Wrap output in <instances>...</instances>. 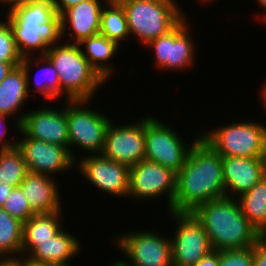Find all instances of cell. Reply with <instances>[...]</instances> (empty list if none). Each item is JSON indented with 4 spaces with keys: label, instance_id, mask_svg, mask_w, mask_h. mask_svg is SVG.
Wrapping results in <instances>:
<instances>
[{
    "label": "cell",
    "instance_id": "16",
    "mask_svg": "<svg viewBox=\"0 0 266 266\" xmlns=\"http://www.w3.org/2000/svg\"><path fill=\"white\" fill-rule=\"evenodd\" d=\"M43 105L37 110H29L20 124V137H31L69 149L66 100L57 108Z\"/></svg>",
    "mask_w": 266,
    "mask_h": 266
},
{
    "label": "cell",
    "instance_id": "5",
    "mask_svg": "<svg viewBox=\"0 0 266 266\" xmlns=\"http://www.w3.org/2000/svg\"><path fill=\"white\" fill-rule=\"evenodd\" d=\"M121 4L130 35L144 46L166 35L187 14L176 0H135Z\"/></svg>",
    "mask_w": 266,
    "mask_h": 266
},
{
    "label": "cell",
    "instance_id": "39",
    "mask_svg": "<svg viewBox=\"0 0 266 266\" xmlns=\"http://www.w3.org/2000/svg\"><path fill=\"white\" fill-rule=\"evenodd\" d=\"M255 1L260 6V9L262 8L264 11L263 13L261 11V13L259 14L256 12L257 17H254V18H257V21L259 20V23L263 21L264 25L266 26V0H255Z\"/></svg>",
    "mask_w": 266,
    "mask_h": 266
},
{
    "label": "cell",
    "instance_id": "25",
    "mask_svg": "<svg viewBox=\"0 0 266 266\" xmlns=\"http://www.w3.org/2000/svg\"><path fill=\"white\" fill-rule=\"evenodd\" d=\"M99 34L115 41L119 46L131 36L126 13L121 3L108 0L104 4L101 12Z\"/></svg>",
    "mask_w": 266,
    "mask_h": 266
},
{
    "label": "cell",
    "instance_id": "44",
    "mask_svg": "<svg viewBox=\"0 0 266 266\" xmlns=\"http://www.w3.org/2000/svg\"><path fill=\"white\" fill-rule=\"evenodd\" d=\"M116 3H124V2H128V1H135V0H110Z\"/></svg>",
    "mask_w": 266,
    "mask_h": 266
},
{
    "label": "cell",
    "instance_id": "35",
    "mask_svg": "<svg viewBox=\"0 0 266 266\" xmlns=\"http://www.w3.org/2000/svg\"><path fill=\"white\" fill-rule=\"evenodd\" d=\"M82 1H85V0H52L55 6L56 13H58L59 15L65 9L71 8L75 6L76 4L81 3Z\"/></svg>",
    "mask_w": 266,
    "mask_h": 266
},
{
    "label": "cell",
    "instance_id": "17",
    "mask_svg": "<svg viewBox=\"0 0 266 266\" xmlns=\"http://www.w3.org/2000/svg\"><path fill=\"white\" fill-rule=\"evenodd\" d=\"M107 1L85 0L65 9L60 14L62 41L79 44L83 39L98 35L101 12Z\"/></svg>",
    "mask_w": 266,
    "mask_h": 266
},
{
    "label": "cell",
    "instance_id": "41",
    "mask_svg": "<svg viewBox=\"0 0 266 266\" xmlns=\"http://www.w3.org/2000/svg\"><path fill=\"white\" fill-rule=\"evenodd\" d=\"M258 242L266 248V225H264L258 233Z\"/></svg>",
    "mask_w": 266,
    "mask_h": 266
},
{
    "label": "cell",
    "instance_id": "46",
    "mask_svg": "<svg viewBox=\"0 0 266 266\" xmlns=\"http://www.w3.org/2000/svg\"><path fill=\"white\" fill-rule=\"evenodd\" d=\"M108 266H120L116 261H114L113 263H111L110 265Z\"/></svg>",
    "mask_w": 266,
    "mask_h": 266
},
{
    "label": "cell",
    "instance_id": "21",
    "mask_svg": "<svg viewBox=\"0 0 266 266\" xmlns=\"http://www.w3.org/2000/svg\"><path fill=\"white\" fill-rule=\"evenodd\" d=\"M20 65L23 67L26 74L29 95L30 92H32V94L33 92H36V94L38 93L37 95H39L36 96L37 99H40V97H44V100L49 102H52V100L54 101L55 99L61 100L62 98H65L66 101L70 100L61 91L58 72L56 71L54 65L46 55H33L23 57ZM33 65L36 67L41 66L40 68H37L39 69L38 71H35L34 77L33 73L31 72L33 71ZM31 78H33V80H31ZM33 83L34 88L32 90L34 91L31 90Z\"/></svg>",
    "mask_w": 266,
    "mask_h": 266
},
{
    "label": "cell",
    "instance_id": "24",
    "mask_svg": "<svg viewBox=\"0 0 266 266\" xmlns=\"http://www.w3.org/2000/svg\"><path fill=\"white\" fill-rule=\"evenodd\" d=\"M78 45L89 64L106 82L110 81L115 73V65H112L110 61L121 47L101 34L83 39Z\"/></svg>",
    "mask_w": 266,
    "mask_h": 266
},
{
    "label": "cell",
    "instance_id": "38",
    "mask_svg": "<svg viewBox=\"0 0 266 266\" xmlns=\"http://www.w3.org/2000/svg\"><path fill=\"white\" fill-rule=\"evenodd\" d=\"M13 186L0 183V208H2L5 199L12 192Z\"/></svg>",
    "mask_w": 266,
    "mask_h": 266
},
{
    "label": "cell",
    "instance_id": "31",
    "mask_svg": "<svg viewBox=\"0 0 266 266\" xmlns=\"http://www.w3.org/2000/svg\"><path fill=\"white\" fill-rule=\"evenodd\" d=\"M219 266H253V246L219 251Z\"/></svg>",
    "mask_w": 266,
    "mask_h": 266
},
{
    "label": "cell",
    "instance_id": "8",
    "mask_svg": "<svg viewBox=\"0 0 266 266\" xmlns=\"http://www.w3.org/2000/svg\"><path fill=\"white\" fill-rule=\"evenodd\" d=\"M133 230L114 235L112 239L123 257L116 258L120 266H171L172 253L170 235L155 231ZM117 235V236H116Z\"/></svg>",
    "mask_w": 266,
    "mask_h": 266
},
{
    "label": "cell",
    "instance_id": "45",
    "mask_svg": "<svg viewBox=\"0 0 266 266\" xmlns=\"http://www.w3.org/2000/svg\"><path fill=\"white\" fill-rule=\"evenodd\" d=\"M198 1H200V3L202 4V3H204V4H207V3H211L212 1L214 2V0H198Z\"/></svg>",
    "mask_w": 266,
    "mask_h": 266
},
{
    "label": "cell",
    "instance_id": "36",
    "mask_svg": "<svg viewBox=\"0 0 266 266\" xmlns=\"http://www.w3.org/2000/svg\"><path fill=\"white\" fill-rule=\"evenodd\" d=\"M40 0H0V4L3 5V8L6 6L8 9L5 10L6 13L13 10L17 6L23 5V4H28L31 2H36ZM5 5V6H4Z\"/></svg>",
    "mask_w": 266,
    "mask_h": 266
},
{
    "label": "cell",
    "instance_id": "15",
    "mask_svg": "<svg viewBox=\"0 0 266 266\" xmlns=\"http://www.w3.org/2000/svg\"><path fill=\"white\" fill-rule=\"evenodd\" d=\"M17 140L28 172L55 178L57 174L71 172L73 168L76 171V161L68 148L31 137H19Z\"/></svg>",
    "mask_w": 266,
    "mask_h": 266
},
{
    "label": "cell",
    "instance_id": "40",
    "mask_svg": "<svg viewBox=\"0 0 266 266\" xmlns=\"http://www.w3.org/2000/svg\"><path fill=\"white\" fill-rule=\"evenodd\" d=\"M0 266H21L15 258L0 259Z\"/></svg>",
    "mask_w": 266,
    "mask_h": 266
},
{
    "label": "cell",
    "instance_id": "34",
    "mask_svg": "<svg viewBox=\"0 0 266 266\" xmlns=\"http://www.w3.org/2000/svg\"><path fill=\"white\" fill-rule=\"evenodd\" d=\"M193 266H219V251L212 250Z\"/></svg>",
    "mask_w": 266,
    "mask_h": 266
},
{
    "label": "cell",
    "instance_id": "11",
    "mask_svg": "<svg viewBox=\"0 0 266 266\" xmlns=\"http://www.w3.org/2000/svg\"><path fill=\"white\" fill-rule=\"evenodd\" d=\"M166 213L176 226L170 236L172 264L193 266L213 250L202 223L193 213Z\"/></svg>",
    "mask_w": 266,
    "mask_h": 266
},
{
    "label": "cell",
    "instance_id": "4",
    "mask_svg": "<svg viewBox=\"0 0 266 266\" xmlns=\"http://www.w3.org/2000/svg\"><path fill=\"white\" fill-rule=\"evenodd\" d=\"M45 55L58 72L61 91L70 100H94L97 91L106 84L78 44L61 41L50 46Z\"/></svg>",
    "mask_w": 266,
    "mask_h": 266
},
{
    "label": "cell",
    "instance_id": "42",
    "mask_svg": "<svg viewBox=\"0 0 266 266\" xmlns=\"http://www.w3.org/2000/svg\"><path fill=\"white\" fill-rule=\"evenodd\" d=\"M15 259L21 264V266H46V265H43V264L33 263L30 260H28L27 258H25V257H18V258H15Z\"/></svg>",
    "mask_w": 266,
    "mask_h": 266
},
{
    "label": "cell",
    "instance_id": "3",
    "mask_svg": "<svg viewBox=\"0 0 266 266\" xmlns=\"http://www.w3.org/2000/svg\"><path fill=\"white\" fill-rule=\"evenodd\" d=\"M4 15L22 57L45 55L50 46L62 41L61 16L52 0L23 4Z\"/></svg>",
    "mask_w": 266,
    "mask_h": 266
},
{
    "label": "cell",
    "instance_id": "9",
    "mask_svg": "<svg viewBox=\"0 0 266 266\" xmlns=\"http://www.w3.org/2000/svg\"><path fill=\"white\" fill-rule=\"evenodd\" d=\"M158 117L145 116V158L178 173L185 164L190 149L201 137V133L191 142L183 141L174 127Z\"/></svg>",
    "mask_w": 266,
    "mask_h": 266
},
{
    "label": "cell",
    "instance_id": "7",
    "mask_svg": "<svg viewBox=\"0 0 266 266\" xmlns=\"http://www.w3.org/2000/svg\"><path fill=\"white\" fill-rule=\"evenodd\" d=\"M88 104H92L91 100L66 101L69 150L75 161L77 155H74V147L86 151L84 156L102 153L106 131L112 121L111 117H108L110 115L100 113V109H97L98 112Z\"/></svg>",
    "mask_w": 266,
    "mask_h": 266
},
{
    "label": "cell",
    "instance_id": "2",
    "mask_svg": "<svg viewBox=\"0 0 266 266\" xmlns=\"http://www.w3.org/2000/svg\"><path fill=\"white\" fill-rule=\"evenodd\" d=\"M193 214L202 223L213 250H235L254 246L257 230L244 216L237 199L221 197L200 205Z\"/></svg>",
    "mask_w": 266,
    "mask_h": 266
},
{
    "label": "cell",
    "instance_id": "22",
    "mask_svg": "<svg viewBox=\"0 0 266 266\" xmlns=\"http://www.w3.org/2000/svg\"><path fill=\"white\" fill-rule=\"evenodd\" d=\"M63 227L55 236L41 242L26 258L46 266H71V260L81 253L83 243Z\"/></svg>",
    "mask_w": 266,
    "mask_h": 266
},
{
    "label": "cell",
    "instance_id": "12",
    "mask_svg": "<svg viewBox=\"0 0 266 266\" xmlns=\"http://www.w3.org/2000/svg\"><path fill=\"white\" fill-rule=\"evenodd\" d=\"M177 173L160 164L142 160L130 168L129 199L134 202L162 200L165 196L167 209L172 211L176 192Z\"/></svg>",
    "mask_w": 266,
    "mask_h": 266
},
{
    "label": "cell",
    "instance_id": "6",
    "mask_svg": "<svg viewBox=\"0 0 266 266\" xmlns=\"http://www.w3.org/2000/svg\"><path fill=\"white\" fill-rule=\"evenodd\" d=\"M252 121L201 129V138L222 157H266V124Z\"/></svg>",
    "mask_w": 266,
    "mask_h": 266
},
{
    "label": "cell",
    "instance_id": "13",
    "mask_svg": "<svg viewBox=\"0 0 266 266\" xmlns=\"http://www.w3.org/2000/svg\"><path fill=\"white\" fill-rule=\"evenodd\" d=\"M114 124V125H113ZM129 168L145 158V116L136 121L115 124L112 120L101 153Z\"/></svg>",
    "mask_w": 266,
    "mask_h": 266
},
{
    "label": "cell",
    "instance_id": "43",
    "mask_svg": "<svg viewBox=\"0 0 266 266\" xmlns=\"http://www.w3.org/2000/svg\"><path fill=\"white\" fill-rule=\"evenodd\" d=\"M265 83V84H264ZM263 84H262V89L260 90V92H259V95L261 96L260 97V99L262 100L261 102H262V107L265 109L264 111L266 112V82H264ZM265 116H266V113H265Z\"/></svg>",
    "mask_w": 266,
    "mask_h": 266
},
{
    "label": "cell",
    "instance_id": "14",
    "mask_svg": "<svg viewBox=\"0 0 266 266\" xmlns=\"http://www.w3.org/2000/svg\"><path fill=\"white\" fill-rule=\"evenodd\" d=\"M77 160L76 170L97 191L116 198H128L129 167L109 160L102 154L82 156Z\"/></svg>",
    "mask_w": 266,
    "mask_h": 266
},
{
    "label": "cell",
    "instance_id": "26",
    "mask_svg": "<svg viewBox=\"0 0 266 266\" xmlns=\"http://www.w3.org/2000/svg\"><path fill=\"white\" fill-rule=\"evenodd\" d=\"M237 200L244 216L257 230L266 225V175Z\"/></svg>",
    "mask_w": 266,
    "mask_h": 266
},
{
    "label": "cell",
    "instance_id": "33",
    "mask_svg": "<svg viewBox=\"0 0 266 266\" xmlns=\"http://www.w3.org/2000/svg\"><path fill=\"white\" fill-rule=\"evenodd\" d=\"M253 266H266V248L259 242L253 246Z\"/></svg>",
    "mask_w": 266,
    "mask_h": 266
},
{
    "label": "cell",
    "instance_id": "10",
    "mask_svg": "<svg viewBox=\"0 0 266 266\" xmlns=\"http://www.w3.org/2000/svg\"><path fill=\"white\" fill-rule=\"evenodd\" d=\"M188 20V21H187ZM190 22L188 16H185L170 32L164 36L150 41L146 48L151 51L155 57L153 65L159 71L183 72L196 62L197 44L194 36L190 33ZM196 47V48H195ZM180 70V71H179Z\"/></svg>",
    "mask_w": 266,
    "mask_h": 266
},
{
    "label": "cell",
    "instance_id": "19",
    "mask_svg": "<svg viewBox=\"0 0 266 266\" xmlns=\"http://www.w3.org/2000/svg\"><path fill=\"white\" fill-rule=\"evenodd\" d=\"M57 178L28 172L20 184L28 204L35 214H48L63 209Z\"/></svg>",
    "mask_w": 266,
    "mask_h": 266
},
{
    "label": "cell",
    "instance_id": "37",
    "mask_svg": "<svg viewBox=\"0 0 266 266\" xmlns=\"http://www.w3.org/2000/svg\"><path fill=\"white\" fill-rule=\"evenodd\" d=\"M21 62H1L0 61V82L9 74V72Z\"/></svg>",
    "mask_w": 266,
    "mask_h": 266
},
{
    "label": "cell",
    "instance_id": "30",
    "mask_svg": "<svg viewBox=\"0 0 266 266\" xmlns=\"http://www.w3.org/2000/svg\"><path fill=\"white\" fill-rule=\"evenodd\" d=\"M22 59L9 21L0 17V61L21 62Z\"/></svg>",
    "mask_w": 266,
    "mask_h": 266
},
{
    "label": "cell",
    "instance_id": "18",
    "mask_svg": "<svg viewBox=\"0 0 266 266\" xmlns=\"http://www.w3.org/2000/svg\"><path fill=\"white\" fill-rule=\"evenodd\" d=\"M225 196L237 199L266 175V157H222Z\"/></svg>",
    "mask_w": 266,
    "mask_h": 266
},
{
    "label": "cell",
    "instance_id": "29",
    "mask_svg": "<svg viewBox=\"0 0 266 266\" xmlns=\"http://www.w3.org/2000/svg\"><path fill=\"white\" fill-rule=\"evenodd\" d=\"M2 209L22 223H25L28 219L35 215V213L31 210L27 197L24 195L20 186L13 188L12 192L5 199Z\"/></svg>",
    "mask_w": 266,
    "mask_h": 266
},
{
    "label": "cell",
    "instance_id": "23",
    "mask_svg": "<svg viewBox=\"0 0 266 266\" xmlns=\"http://www.w3.org/2000/svg\"><path fill=\"white\" fill-rule=\"evenodd\" d=\"M62 209L48 214H35L23 223L21 257H27L41 242L55 236L62 228Z\"/></svg>",
    "mask_w": 266,
    "mask_h": 266
},
{
    "label": "cell",
    "instance_id": "1",
    "mask_svg": "<svg viewBox=\"0 0 266 266\" xmlns=\"http://www.w3.org/2000/svg\"><path fill=\"white\" fill-rule=\"evenodd\" d=\"M224 196L222 156L200 137L177 173L171 212L193 213L200 205Z\"/></svg>",
    "mask_w": 266,
    "mask_h": 266
},
{
    "label": "cell",
    "instance_id": "20",
    "mask_svg": "<svg viewBox=\"0 0 266 266\" xmlns=\"http://www.w3.org/2000/svg\"><path fill=\"white\" fill-rule=\"evenodd\" d=\"M33 97L28 93L26 74L21 65L14 67L0 82V114L15 119L14 129L20 131V124L27 113L23 110L28 98ZM26 102V103H25ZM23 110V111H22Z\"/></svg>",
    "mask_w": 266,
    "mask_h": 266
},
{
    "label": "cell",
    "instance_id": "32",
    "mask_svg": "<svg viewBox=\"0 0 266 266\" xmlns=\"http://www.w3.org/2000/svg\"><path fill=\"white\" fill-rule=\"evenodd\" d=\"M11 117L6 116V115H2L0 114V151L2 150H8L11 148H14L17 146V136H16V140H9V137H7L6 139V135H8V130L7 129V124L6 121H8V119H10Z\"/></svg>",
    "mask_w": 266,
    "mask_h": 266
},
{
    "label": "cell",
    "instance_id": "28",
    "mask_svg": "<svg viewBox=\"0 0 266 266\" xmlns=\"http://www.w3.org/2000/svg\"><path fill=\"white\" fill-rule=\"evenodd\" d=\"M28 173L22 151L16 146L0 151V183L18 187Z\"/></svg>",
    "mask_w": 266,
    "mask_h": 266
},
{
    "label": "cell",
    "instance_id": "27",
    "mask_svg": "<svg viewBox=\"0 0 266 266\" xmlns=\"http://www.w3.org/2000/svg\"><path fill=\"white\" fill-rule=\"evenodd\" d=\"M23 223L0 208V259L21 257Z\"/></svg>",
    "mask_w": 266,
    "mask_h": 266
}]
</instances>
